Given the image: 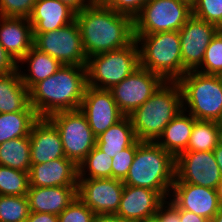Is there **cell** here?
I'll use <instances>...</instances> for the list:
<instances>
[{
  "label": "cell",
  "instance_id": "cell-1",
  "mask_svg": "<svg viewBox=\"0 0 222 222\" xmlns=\"http://www.w3.org/2000/svg\"><path fill=\"white\" fill-rule=\"evenodd\" d=\"M86 57L118 50L134 40L133 18L104 6L99 0L76 13Z\"/></svg>",
  "mask_w": 222,
  "mask_h": 222
},
{
  "label": "cell",
  "instance_id": "cell-2",
  "mask_svg": "<svg viewBox=\"0 0 222 222\" xmlns=\"http://www.w3.org/2000/svg\"><path fill=\"white\" fill-rule=\"evenodd\" d=\"M86 66L63 65L30 90V105L39 118L59 111L78 110L87 88Z\"/></svg>",
  "mask_w": 222,
  "mask_h": 222
},
{
  "label": "cell",
  "instance_id": "cell-3",
  "mask_svg": "<svg viewBox=\"0 0 222 222\" xmlns=\"http://www.w3.org/2000/svg\"><path fill=\"white\" fill-rule=\"evenodd\" d=\"M174 181L175 157L157 142L138 140V148L123 181L124 185L155 190L168 200Z\"/></svg>",
  "mask_w": 222,
  "mask_h": 222
},
{
  "label": "cell",
  "instance_id": "cell-4",
  "mask_svg": "<svg viewBox=\"0 0 222 222\" xmlns=\"http://www.w3.org/2000/svg\"><path fill=\"white\" fill-rule=\"evenodd\" d=\"M183 110L178 82H164L159 89L128 117L139 141L156 142L169 122Z\"/></svg>",
  "mask_w": 222,
  "mask_h": 222
},
{
  "label": "cell",
  "instance_id": "cell-5",
  "mask_svg": "<svg viewBox=\"0 0 222 222\" xmlns=\"http://www.w3.org/2000/svg\"><path fill=\"white\" fill-rule=\"evenodd\" d=\"M134 37L139 47L140 67L160 76L165 82H177L188 72L182 64L179 31Z\"/></svg>",
  "mask_w": 222,
  "mask_h": 222
},
{
  "label": "cell",
  "instance_id": "cell-6",
  "mask_svg": "<svg viewBox=\"0 0 222 222\" xmlns=\"http://www.w3.org/2000/svg\"><path fill=\"white\" fill-rule=\"evenodd\" d=\"M183 110L196 120L222 121V78L188 71L178 81ZM188 108V110H187Z\"/></svg>",
  "mask_w": 222,
  "mask_h": 222
},
{
  "label": "cell",
  "instance_id": "cell-7",
  "mask_svg": "<svg viewBox=\"0 0 222 222\" xmlns=\"http://www.w3.org/2000/svg\"><path fill=\"white\" fill-rule=\"evenodd\" d=\"M139 67V47L134 40L124 48L88 57L87 85L110 90Z\"/></svg>",
  "mask_w": 222,
  "mask_h": 222
},
{
  "label": "cell",
  "instance_id": "cell-8",
  "mask_svg": "<svg viewBox=\"0 0 222 222\" xmlns=\"http://www.w3.org/2000/svg\"><path fill=\"white\" fill-rule=\"evenodd\" d=\"M192 16L188 0H149L134 17V35L179 31Z\"/></svg>",
  "mask_w": 222,
  "mask_h": 222
},
{
  "label": "cell",
  "instance_id": "cell-9",
  "mask_svg": "<svg viewBox=\"0 0 222 222\" xmlns=\"http://www.w3.org/2000/svg\"><path fill=\"white\" fill-rule=\"evenodd\" d=\"M47 119L59 131L66 158L77 166L96 146L94 136L85 115L78 110L59 111Z\"/></svg>",
  "mask_w": 222,
  "mask_h": 222
},
{
  "label": "cell",
  "instance_id": "cell-10",
  "mask_svg": "<svg viewBox=\"0 0 222 222\" xmlns=\"http://www.w3.org/2000/svg\"><path fill=\"white\" fill-rule=\"evenodd\" d=\"M33 46L56 58L62 65L86 66L80 30L76 21L44 33H33Z\"/></svg>",
  "mask_w": 222,
  "mask_h": 222
},
{
  "label": "cell",
  "instance_id": "cell-11",
  "mask_svg": "<svg viewBox=\"0 0 222 222\" xmlns=\"http://www.w3.org/2000/svg\"><path fill=\"white\" fill-rule=\"evenodd\" d=\"M222 174L213 151H183L175 158V181L217 189Z\"/></svg>",
  "mask_w": 222,
  "mask_h": 222
},
{
  "label": "cell",
  "instance_id": "cell-12",
  "mask_svg": "<svg viewBox=\"0 0 222 222\" xmlns=\"http://www.w3.org/2000/svg\"><path fill=\"white\" fill-rule=\"evenodd\" d=\"M164 82L160 76L139 67L110 91L121 112L128 116L145 103Z\"/></svg>",
  "mask_w": 222,
  "mask_h": 222
},
{
  "label": "cell",
  "instance_id": "cell-13",
  "mask_svg": "<svg viewBox=\"0 0 222 222\" xmlns=\"http://www.w3.org/2000/svg\"><path fill=\"white\" fill-rule=\"evenodd\" d=\"M123 189L114 178H78L77 196L95 214H117Z\"/></svg>",
  "mask_w": 222,
  "mask_h": 222
},
{
  "label": "cell",
  "instance_id": "cell-14",
  "mask_svg": "<svg viewBox=\"0 0 222 222\" xmlns=\"http://www.w3.org/2000/svg\"><path fill=\"white\" fill-rule=\"evenodd\" d=\"M79 110L96 138L125 117L110 90L90 86L86 88Z\"/></svg>",
  "mask_w": 222,
  "mask_h": 222
},
{
  "label": "cell",
  "instance_id": "cell-15",
  "mask_svg": "<svg viewBox=\"0 0 222 222\" xmlns=\"http://www.w3.org/2000/svg\"><path fill=\"white\" fill-rule=\"evenodd\" d=\"M219 30L194 15L179 30L182 64L187 71H195L202 64L206 48Z\"/></svg>",
  "mask_w": 222,
  "mask_h": 222
},
{
  "label": "cell",
  "instance_id": "cell-16",
  "mask_svg": "<svg viewBox=\"0 0 222 222\" xmlns=\"http://www.w3.org/2000/svg\"><path fill=\"white\" fill-rule=\"evenodd\" d=\"M170 193L172 195L170 194L169 198L172 197V199L169 200L177 208L193 212L210 221L221 208L217 189L174 182Z\"/></svg>",
  "mask_w": 222,
  "mask_h": 222
},
{
  "label": "cell",
  "instance_id": "cell-17",
  "mask_svg": "<svg viewBox=\"0 0 222 222\" xmlns=\"http://www.w3.org/2000/svg\"><path fill=\"white\" fill-rule=\"evenodd\" d=\"M164 201L155 190L124 185L117 215L126 222H144L155 217Z\"/></svg>",
  "mask_w": 222,
  "mask_h": 222
},
{
  "label": "cell",
  "instance_id": "cell-18",
  "mask_svg": "<svg viewBox=\"0 0 222 222\" xmlns=\"http://www.w3.org/2000/svg\"><path fill=\"white\" fill-rule=\"evenodd\" d=\"M29 139L31 164L66 157L59 131L47 118H39L32 125Z\"/></svg>",
  "mask_w": 222,
  "mask_h": 222
},
{
  "label": "cell",
  "instance_id": "cell-19",
  "mask_svg": "<svg viewBox=\"0 0 222 222\" xmlns=\"http://www.w3.org/2000/svg\"><path fill=\"white\" fill-rule=\"evenodd\" d=\"M78 186V166L66 157L31 164L29 187Z\"/></svg>",
  "mask_w": 222,
  "mask_h": 222
},
{
  "label": "cell",
  "instance_id": "cell-20",
  "mask_svg": "<svg viewBox=\"0 0 222 222\" xmlns=\"http://www.w3.org/2000/svg\"><path fill=\"white\" fill-rule=\"evenodd\" d=\"M33 39L29 18L0 16V44L17 63L30 51Z\"/></svg>",
  "mask_w": 222,
  "mask_h": 222
},
{
  "label": "cell",
  "instance_id": "cell-21",
  "mask_svg": "<svg viewBox=\"0 0 222 222\" xmlns=\"http://www.w3.org/2000/svg\"><path fill=\"white\" fill-rule=\"evenodd\" d=\"M76 12L59 0H37L29 17L33 33L62 28L75 21Z\"/></svg>",
  "mask_w": 222,
  "mask_h": 222
},
{
  "label": "cell",
  "instance_id": "cell-22",
  "mask_svg": "<svg viewBox=\"0 0 222 222\" xmlns=\"http://www.w3.org/2000/svg\"><path fill=\"white\" fill-rule=\"evenodd\" d=\"M77 197V186L29 187L30 212L59 215Z\"/></svg>",
  "mask_w": 222,
  "mask_h": 222
},
{
  "label": "cell",
  "instance_id": "cell-23",
  "mask_svg": "<svg viewBox=\"0 0 222 222\" xmlns=\"http://www.w3.org/2000/svg\"><path fill=\"white\" fill-rule=\"evenodd\" d=\"M195 121L190 113L182 110L169 122L156 142L176 158L187 149Z\"/></svg>",
  "mask_w": 222,
  "mask_h": 222
},
{
  "label": "cell",
  "instance_id": "cell-24",
  "mask_svg": "<svg viewBox=\"0 0 222 222\" xmlns=\"http://www.w3.org/2000/svg\"><path fill=\"white\" fill-rule=\"evenodd\" d=\"M34 110L30 105L29 90L22 83L18 69L0 75V113Z\"/></svg>",
  "mask_w": 222,
  "mask_h": 222
},
{
  "label": "cell",
  "instance_id": "cell-25",
  "mask_svg": "<svg viewBox=\"0 0 222 222\" xmlns=\"http://www.w3.org/2000/svg\"><path fill=\"white\" fill-rule=\"evenodd\" d=\"M27 63L28 72L21 71L22 64ZM21 66H19L20 64ZM63 65L47 53L41 52L34 46L30 51L18 62V71L22 83L30 90L36 83L52 76Z\"/></svg>",
  "mask_w": 222,
  "mask_h": 222
},
{
  "label": "cell",
  "instance_id": "cell-26",
  "mask_svg": "<svg viewBox=\"0 0 222 222\" xmlns=\"http://www.w3.org/2000/svg\"><path fill=\"white\" fill-rule=\"evenodd\" d=\"M130 118L125 116L96 139V146L111 158L137 141Z\"/></svg>",
  "mask_w": 222,
  "mask_h": 222
},
{
  "label": "cell",
  "instance_id": "cell-27",
  "mask_svg": "<svg viewBox=\"0 0 222 222\" xmlns=\"http://www.w3.org/2000/svg\"><path fill=\"white\" fill-rule=\"evenodd\" d=\"M38 119L35 110L0 113V144L29 136L32 125Z\"/></svg>",
  "mask_w": 222,
  "mask_h": 222
},
{
  "label": "cell",
  "instance_id": "cell-28",
  "mask_svg": "<svg viewBox=\"0 0 222 222\" xmlns=\"http://www.w3.org/2000/svg\"><path fill=\"white\" fill-rule=\"evenodd\" d=\"M30 139L20 137L0 144V165L29 172L31 169Z\"/></svg>",
  "mask_w": 222,
  "mask_h": 222
},
{
  "label": "cell",
  "instance_id": "cell-29",
  "mask_svg": "<svg viewBox=\"0 0 222 222\" xmlns=\"http://www.w3.org/2000/svg\"><path fill=\"white\" fill-rule=\"evenodd\" d=\"M220 126L216 121L196 120L185 151H213L217 147Z\"/></svg>",
  "mask_w": 222,
  "mask_h": 222
},
{
  "label": "cell",
  "instance_id": "cell-30",
  "mask_svg": "<svg viewBox=\"0 0 222 222\" xmlns=\"http://www.w3.org/2000/svg\"><path fill=\"white\" fill-rule=\"evenodd\" d=\"M111 166L112 158L95 146L78 165V178H112Z\"/></svg>",
  "mask_w": 222,
  "mask_h": 222
},
{
  "label": "cell",
  "instance_id": "cell-31",
  "mask_svg": "<svg viewBox=\"0 0 222 222\" xmlns=\"http://www.w3.org/2000/svg\"><path fill=\"white\" fill-rule=\"evenodd\" d=\"M29 188V172L0 165V195L25 196Z\"/></svg>",
  "mask_w": 222,
  "mask_h": 222
},
{
  "label": "cell",
  "instance_id": "cell-32",
  "mask_svg": "<svg viewBox=\"0 0 222 222\" xmlns=\"http://www.w3.org/2000/svg\"><path fill=\"white\" fill-rule=\"evenodd\" d=\"M29 213L27 195H0V222H25Z\"/></svg>",
  "mask_w": 222,
  "mask_h": 222
},
{
  "label": "cell",
  "instance_id": "cell-33",
  "mask_svg": "<svg viewBox=\"0 0 222 222\" xmlns=\"http://www.w3.org/2000/svg\"><path fill=\"white\" fill-rule=\"evenodd\" d=\"M195 71L206 75H222V29L212 38L202 64Z\"/></svg>",
  "mask_w": 222,
  "mask_h": 222
},
{
  "label": "cell",
  "instance_id": "cell-34",
  "mask_svg": "<svg viewBox=\"0 0 222 222\" xmlns=\"http://www.w3.org/2000/svg\"><path fill=\"white\" fill-rule=\"evenodd\" d=\"M192 15L222 29V0H193Z\"/></svg>",
  "mask_w": 222,
  "mask_h": 222
},
{
  "label": "cell",
  "instance_id": "cell-35",
  "mask_svg": "<svg viewBox=\"0 0 222 222\" xmlns=\"http://www.w3.org/2000/svg\"><path fill=\"white\" fill-rule=\"evenodd\" d=\"M95 213L78 196L59 215V222H93Z\"/></svg>",
  "mask_w": 222,
  "mask_h": 222
},
{
  "label": "cell",
  "instance_id": "cell-36",
  "mask_svg": "<svg viewBox=\"0 0 222 222\" xmlns=\"http://www.w3.org/2000/svg\"><path fill=\"white\" fill-rule=\"evenodd\" d=\"M138 140L112 158V178L124 181L134 160Z\"/></svg>",
  "mask_w": 222,
  "mask_h": 222
},
{
  "label": "cell",
  "instance_id": "cell-37",
  "mask_svg": "<svg viewBox=\"0 0 222 222\" xmlns=\"http://www.w3.org/2000/svg\"><path fill=\"white\" fill-rule=\"evenodd\" d=\"M37 0H0V16L29 18Z\"/></svg>",
  "mask_w": 222,
  "mask_h": 222
},
{
  "label": "cell",
  "instance_id": "cell-38",
  "mask_svg": "<svg viewBox=\"0 0 222 222\" xmlns=\"http://www.w3.org/2000/svg\"><path fill=\"white\" fill-rule=\"evenodd\" d=\"M104 6L118 13L134 17L141 11L149 0H99Z\"/></svg>",
  "mask_w": 222,
  "mask_h": 222
},
{
  "label": "cell",
  "instance_id": "cell-39",
  "mask_svg": "<svg viewBox=\"0 0 222 222\" xmlns=\"http://www.w3.org/2000/svg\"><path fill=\"white\" fill-rule=\"evenodd\" d=\"M155 218L159 222H180V208H177L170 200H165L158 207Z\"/></svg>",
  "mask_w": 222,
  "mask_h": 222
},
{
  "label": "cell",
  "instance_id": "cell-40",
  "mask_svg": "<svg viewBox=\"0 0 222 222\" xmlns=\"http://www.w3.org/2000/svg\"><path fill=\"white\" fill-rule=\"evenodd\" d=\"M18 69V63L0 44V75H6Z\"/></svg>",
  "mask_w": 222,
  "mask_h": 222
},
{
  "label": "cell",
  "instance_id": "cell-41",
  "mask_svg": "<svg viewBox=\"0 0 222 222\" xmlns=\"http://www.w3.org/2000/svg\"><path fill=\"white\" fill-rule=\"evenodd\" d=\"M25 222H59V218L50 213L30 212Z\"/></svg>",
  "mask_w": 222,
  "mask_h": 222
},
{
  "label": "cell",
  "instance_id": "cell-42",
  "mask_svg": "<svg viewBox=\"0 0 222 222\" xmlns=\"http://www.w3.org/2000/svg\"><path fill=\"white\" fill-rule=\"evenodd\" d=\"M60 2L68 5L76 13L83 10L85 7L91 5L95 0H59Z\"/></svg>",
  "mask_w": 222,
  "mask_h": 222
},
{
  "label": "cell",
  "instance_id": "cell-43",
  "mask_svg": "<svg viewBox=\"0 0 222 222\" xmlns=\"http://www.w3.org/2000/svg\"><path fill=\"white\" fill-rule=\"evenodd\" d=\"M180 222H210V220L193 212L180 209Z\"/></svg>",
  "mask_w": 222,
  "mask_h": 222
},
{
  "label": "cell",
  "instance_id": "cell-44",
  "mask_svg": "<svg viewBox=\"0 0 222 222\" xmlns=\"http://www.w3.org/2000/svg\"><path fill=\"white\" fill-rule=\"evenodd\" d=\"M93 222H126L117 214H95Z\"/></svg>",
  "mask_w": 222,
  "mask_h": 222
},
{
  "label": "cell",
  "instance_id": "cell-45",
  "mask_svg": "<svg viewBox=\"0 0 222 222\" xmlns=\"http://www.w3.org/2000/svg\"><path fill=\"white\" fill-rule=\"evenodd\" d=\"M215 159L218 163L219 169L221 171L222 174V147L217 146L214 150H213Z\"/></svg>",
  "mask_w": 222,
  "mask_h": 222
},
{
  "label": "cell",
  "instance_id": "cell-46",
  "mask_svg": "<svg viewBox=\"0 0 222 222\" xmlns=\"http://www.w3.org/2000/svg\"><path fill=\"white\" fill-rule=\"evenodd\" d=\"M210 222H222V206Z\"/></svg>",
  "mask_w": 222,
  "mask_h": 222
},
{
  "label": "cell",
  "instance_id": "cell-47",
  "mask_svg": "<svg viewBox=\"0 0 222 222\" xmlns=\"http://www.w3.org/2000/svg\"><path fill=\"white\" fill-rule=\"evenodd\" d=\"M217 194L219 196L220 204L222 206V181L219 183L217 187Z\"/></svg>",
  "mask_w": 222,
  "mask_h": 222
},
{
  "label": "cell",
  "instance_id": "cell-48",
  "mask_svg": "<svg viewBox=\"0 0 222 222\" xmlns=\"http://www.w3.org/2000/svg\"><path fill=\"white\" fill-rule=\"evenodd\" d=\"M217 146L222 147V127L221 126H220V130H219V133H218Z\"/></svg>",
  "mask_w": 222,
  "mask_h": 222
},
{
  "label": "cell",
  "instance_id": "cell-49",
  "mask_svg": "<svg viewBox=\"0 0 222 222\" xmlns=\"http://www.w3.org/2000/svg\"><path fill=\"white\" fill-rule=\"evenodd\" d=\"M144 222H159V221L154 217V218L148 219Z\"/></svg>",
  "mask_w": 222,
  "mask_h": 222
}]
</instances>
